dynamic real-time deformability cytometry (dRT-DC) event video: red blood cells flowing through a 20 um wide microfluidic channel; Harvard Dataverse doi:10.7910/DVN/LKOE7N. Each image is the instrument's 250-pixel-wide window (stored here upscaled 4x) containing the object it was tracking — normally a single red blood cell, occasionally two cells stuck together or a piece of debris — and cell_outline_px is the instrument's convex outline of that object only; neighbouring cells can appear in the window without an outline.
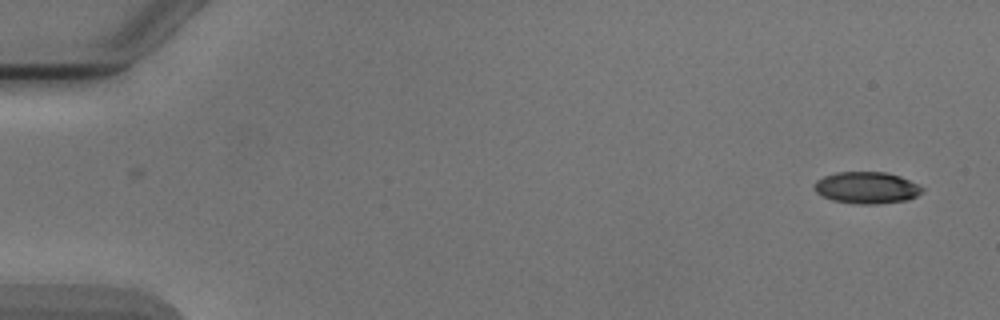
{"species": "Egyptian fruit bat (a non-hibernating species)", "species_latin": "Rousettus aegyptiacus", "temperature_condition": "cold", "stored_images_in_passage": 5, "camera_frame_rate_fps": 3000, "um_per_image_px": 0.085, "animal": {"sex": "male"}, "frame": {"image": 1, "passage_image": 1, "time_ms": 0.0, "image_size_px": [1000, 320], "cell_outline_px": [[924, 188], [916, 196], [908, 200], [876, 204], [860, 204], [832, 200], [816, 192], [812, 184], [816, 180], [824, 176], [836, 172], [888, 172], [900, 176]], "centroid_in_image_um": [73.64, 15.95], "position_along_channel_um": 11.4, "area_um2": 19.88}}
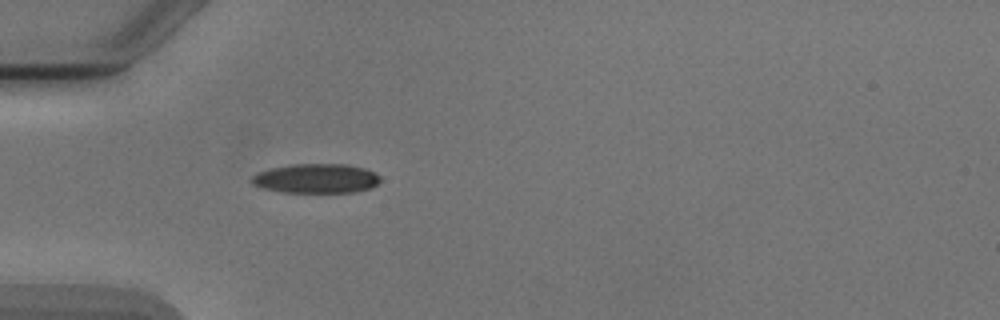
{"frame": {"image": 2, "passage_image": 5, "time_ms": 4.667, "image_size_px": [1000, 320], "cell_outline_px": [[380, 180], [372, 188], [356, 192], [280, 192], [264, 188], [252, 184], [252, 176], [260, 172], [272, 168], [292, 164], [348, 164], [364, 168], [380, 176]], "centroid_in_image_um": [26.9, 15.17], "position_along_channel_um": 58.1, "area_um2": 21.91}}